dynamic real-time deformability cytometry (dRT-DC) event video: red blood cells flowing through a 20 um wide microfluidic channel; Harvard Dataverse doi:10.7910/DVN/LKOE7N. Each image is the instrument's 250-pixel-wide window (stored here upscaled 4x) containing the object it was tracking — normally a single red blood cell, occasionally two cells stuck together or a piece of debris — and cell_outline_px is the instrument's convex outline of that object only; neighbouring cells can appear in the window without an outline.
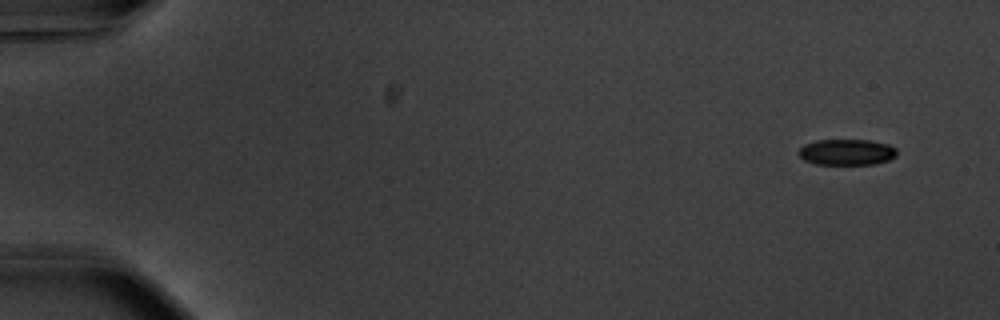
{"species": "common noctule bat (a hibernating species)", "species_latin": "Nyctalus noctula", "temperature_condition": "warm", "stored_images_in_passage": 53, "camera_frame_rate_fps": 3000, "um_per_image_px": 0.085, "animal": {"sex": "male", "body_mass_g": 20.1, "forearm_length_mm": 53.5}, "frame": {"image": 1, "passage_image": 1, "time_ms": 0.0, "image_size_px": [1000, 320], "cell_outline_px": [[896, 156], [888, 160], [876, 164], [816, 164], [804, 160], [800, 156], [800, 148], [804, 144], [816, 140], [868, 140], [888, 144], [896, 148]], "centroid_in_image_um": [71.98, 12.93], "position_along_channel_um": 13.0, "area_um2": 14.8}}
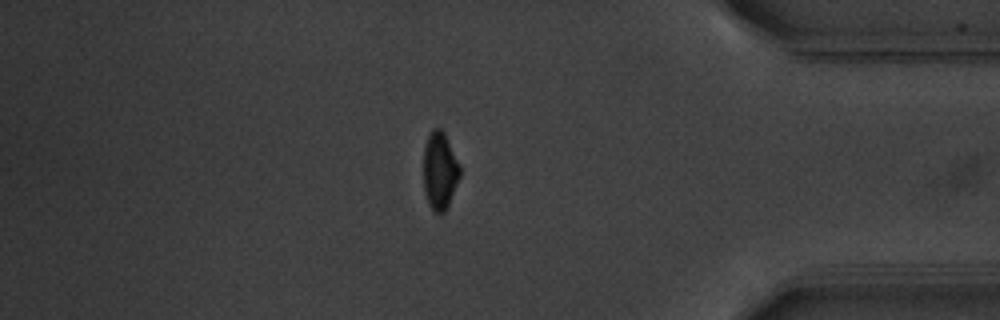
{"frame": {"image": 2, "passage_image": 45, "time_ms": 14.667, "image_size_px": [1000, 320], "cell_outline_px": [[460, 176], [448, 204], [444, 212], [436, 212], [428, 204], [424, 192], [424, 148], [428, 136], [432, 128], [440, 128], [444, 132], [460, 164]], "centroid_in_image_um": [37.38, 14.48], "position_along_channel_um": 397.8, "area_um2": 16.3}}
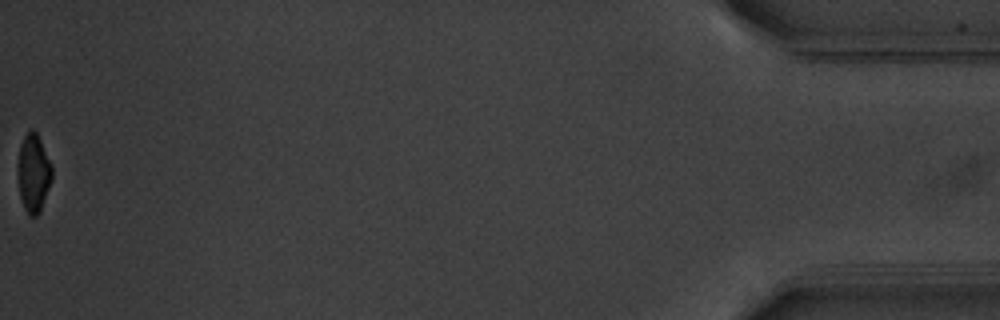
{"frame": {"image": 3, "passage_image": 53, "time_ms": 17.333, "image_size_px": [1000, 320], "cell_outline_px": [[52, 180], [40, 212], [36, 216], [28, 216], [24, 208], [20, 196], [16, 172], [16, 164], [20, 144], [28, 128], [32, 128], [36, 132], [52, 164]], "centroid_in_image_um": [2.82, 14.7], "position_along_channel_um": 432.4, "area_um2": 16.07}, "authors_computed_cell_mechanics": {"area_um2": 16.7042, "velocity_mm_per_s": 3.7383, "shape_relaxation_time_tau1_ms": 3.2662, "shape_relaxation_time_tau2_ms": null, "deformation_change_tau1": 0.0979, "deformation_change_tau2": null}}